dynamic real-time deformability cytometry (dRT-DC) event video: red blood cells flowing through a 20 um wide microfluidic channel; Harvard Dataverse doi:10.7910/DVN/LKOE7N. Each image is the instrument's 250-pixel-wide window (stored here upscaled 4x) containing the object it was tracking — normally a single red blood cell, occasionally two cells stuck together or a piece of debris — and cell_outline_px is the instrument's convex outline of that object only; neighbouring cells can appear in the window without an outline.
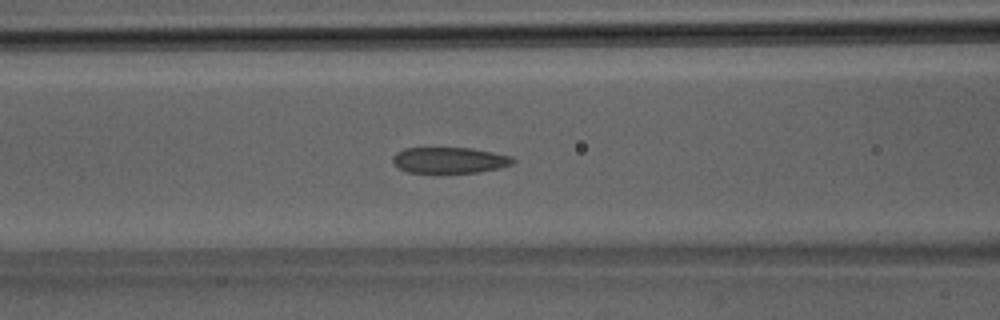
{"species": "Egyptian fruit bat (a non-hibernating species)", "species_latin": "Rousettus aegyptiacus", "temperature_condition": "room temperature", "stored_images_in_passage": 30, "camera_frame_rate_fps": 3000, "um_per_image_px": 0.085, "animal": {"sex": "male"}, "frame": {"image": 1, "passage_image": 6, "time_ms": 1.667, "image_size_px": [1000, 320], "cell_outline_px": [[516, 160], [512, 164], [500, 168], [476, 172], [408, 172], [400, 168], [392, 160], [392, 156], [396, 152], [404, 148], [472, 148], [512, 156]], "centroid_in_image_um": [38.23, 13.6], "position_along_channel_um": 128.4, "area_um2": 18.03}}
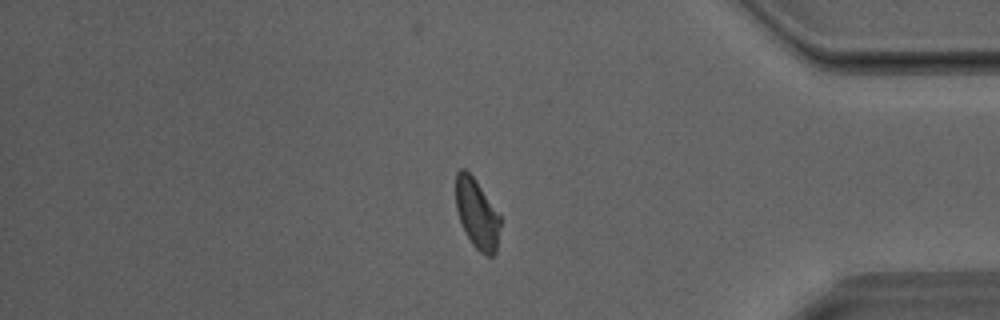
{"frame": {"image": 2, "passage_image": 23, "time_ms": 7.333, "image_size_px": [1000, 320], "cell_outline_px": [[500, 224], [496, 252], [492, 256], [484, 256], [472, 244], [464, 232], [456, 208], [456, 172], [460, 168], [464, 168], [472, 176], [500, 216]], "centroid_in_image_um": [40.52, 18.21], "position_along_channel_um": 394.7, "area_um2": 17.8}}
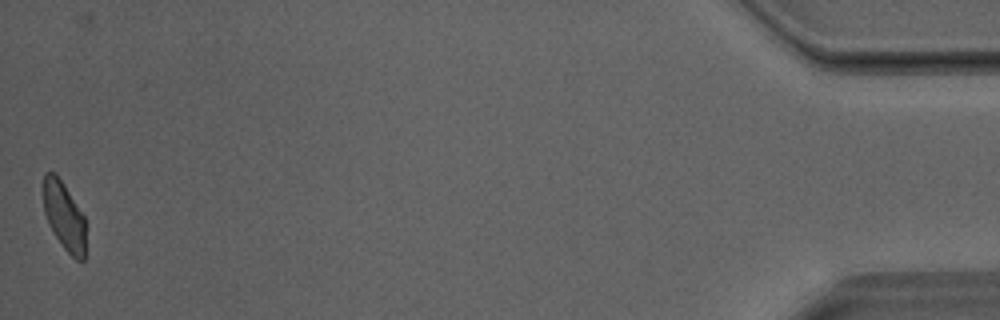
{"frame": {"image": 3, "passage_image": 29, "time_ms": 9.333, "image_size_px": [1000, 320], "cell_outline_px": [[84, 260], [76, 260], [64, 248], [48, 224], [44, 212], [40, 184], [44, 172], [56, 172], [64, 184], [84, 216]], "centroid_in_image_um": [5.37, 18.26], "position_along_channel_um": 429.8, "area_um2": 17.11}}